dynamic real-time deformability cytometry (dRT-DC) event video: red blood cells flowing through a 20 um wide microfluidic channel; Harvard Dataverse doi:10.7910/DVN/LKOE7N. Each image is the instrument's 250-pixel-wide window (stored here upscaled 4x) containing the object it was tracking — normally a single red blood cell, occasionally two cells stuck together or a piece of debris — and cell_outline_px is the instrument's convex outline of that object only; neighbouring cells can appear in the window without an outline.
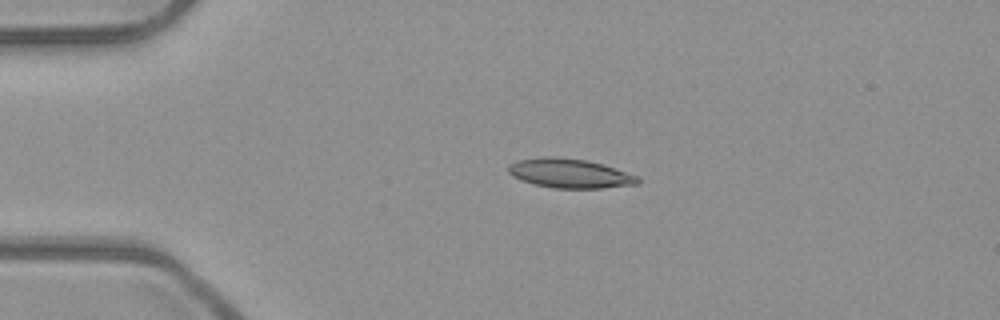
{"species": "common noctule bat (a hibernating species)", "species_latin": "Nyctalus noctula", "temperature_condition": "room temperature", "stored_images_in_passage": 5, "camera_frame_rate_fps": 3000, "um_per_image_px": 0.085, "animal": {"sex": "male", "body_mass_g": 23.1, "forearm_length_mm": 52.7}, "frame": {"image": 1, "passage_image": 4, "time_ms": 1.0, "image_size_px": [1000, 320], "cell_outline_px": [[640, 184], [604, 188], [552, 188], [532, 184], [520, 180], [512, 176], [508, 172], [508, 164], [520, 160], [544, 156], [552, 156], [588, 160], [604, 164], [636, 176], [640, 180]], "centroid_in_image_um": [48.41, 14.74], "position_along_channel_um": 36.6, "area_um2": 22.25}}